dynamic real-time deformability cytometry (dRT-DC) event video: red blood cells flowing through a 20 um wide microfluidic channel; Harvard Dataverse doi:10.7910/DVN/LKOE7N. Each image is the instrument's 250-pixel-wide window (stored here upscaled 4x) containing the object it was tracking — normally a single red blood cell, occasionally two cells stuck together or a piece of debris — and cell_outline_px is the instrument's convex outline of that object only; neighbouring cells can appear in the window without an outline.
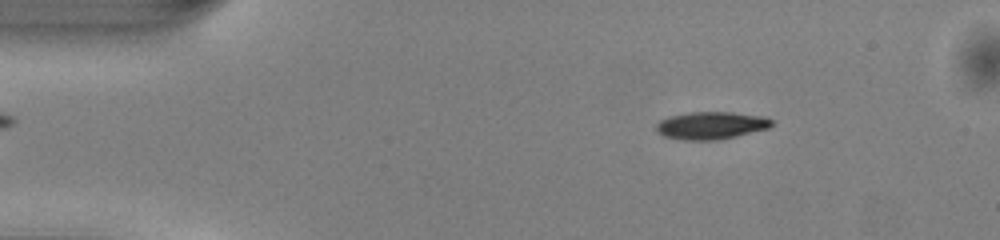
{"species": "common noctule bat (a hibernating species)", "species_latin": "Nyctalus noctula", "temperature_condition": "warm", "stored_images_in_passage": 49, "camera_frame_rate_fps": 3000, "um_per_image_px": 0.085, "animal": {"sex": "male", "body_mass_g": 13.0, "forearm_length_mm": 53.1}, "frame": {"image": 1, "passage_image": 7, "time_ms": 2.0, "image_size_px": [1000, 240], "cell_outline_px": [[772, 124], [768, 128], [736, 136], [716, 140], [684, 140], [664, 136], [656, 132], [656, 124], [660, 120], [668, 116], [692, 112], [732, 112], [764, 116], [772, 120]], "centroid_in_image_um": [60.41, 10.66], "position_along_channel_um": 24.6, "area_um2": 18.5}}
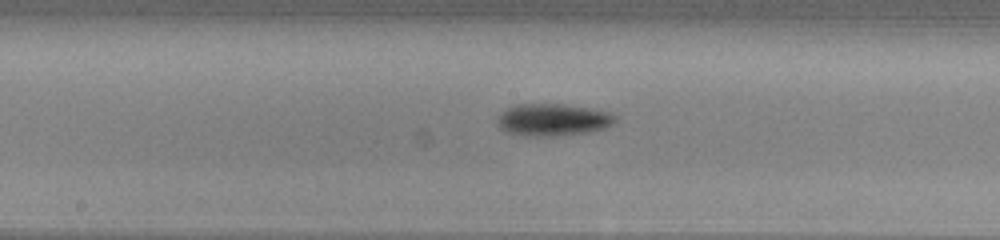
{"frame": {"image": 2, "passage_image": 25, "time_ms": 8.0, "image_size_px": [1000, 240], "cell_outline_px": [[616, 120], [608, 128], [588, 132], [556, 136], [524, 136], [508, 132], [500, 128], [496, 120], [496, 116], [500, 112], [512, 104], [564, 104], [588, 108], [608, 112], [616, 116]], "centroid_in_image_um": [46.95, 10.18], "position_along_channel_um": 201.2, "area_um2": 22.37}}
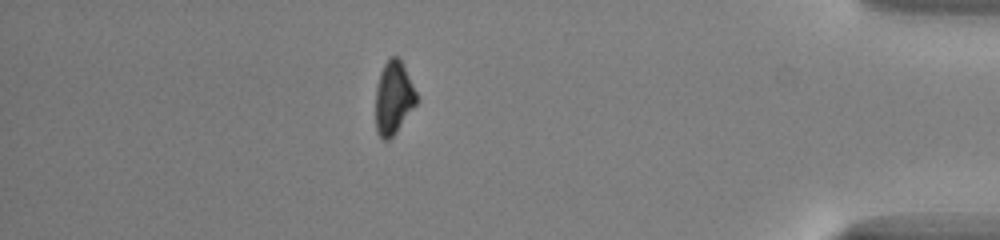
{"frame": {"image": 3, "passage_image": 43, "time_ms": 14.0, "image_size_px": [1000, 240], "cell_outline_px": [[420, 100], [396, 132], [388, 140], [384, 140], [376, 132], [376, 88], [380, 72], [384, 64], [392, 56], [396, 56], [400, 60]], "centroid_in_image_um": [33.46, 8.35], "position_along_channel_um": 401.7, "area_um2": 17.28}, "authors_computed_cell_mechanics": {"area_um2": 18.785, "velocity_mm_per_s": 4.1048, "shape_relaxation_time_tau1_ms": 1.4379, "shape_relaxation_time_tau2_ms": null, "deformation_change_tau1": 0.1156, "deformation_change_tau2": null}}